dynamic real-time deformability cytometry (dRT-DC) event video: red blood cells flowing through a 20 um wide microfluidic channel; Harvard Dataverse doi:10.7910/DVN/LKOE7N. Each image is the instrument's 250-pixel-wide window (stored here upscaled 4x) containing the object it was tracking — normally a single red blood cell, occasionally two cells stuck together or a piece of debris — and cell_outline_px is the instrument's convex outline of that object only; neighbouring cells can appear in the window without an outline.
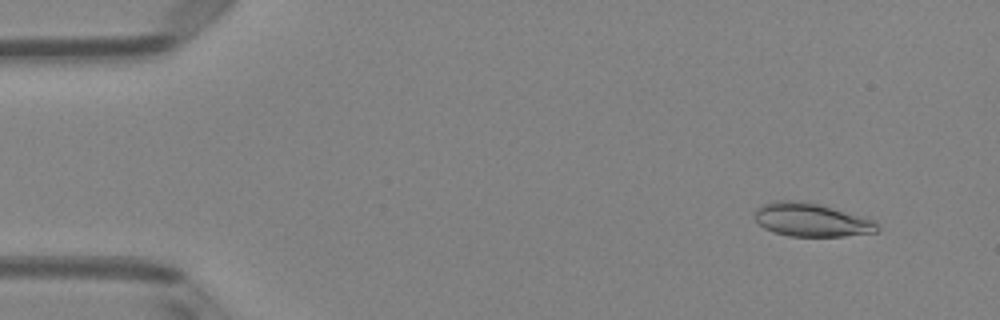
{"species": "Egyptian fruit bat (a non-hibernating species)", "species_latin": "Rousettus aegyptiacus", "temperature_condition": "room temperature", "stored_images_in_passage": 52, "camera_frame_rate_fps": 3000, "um_per_image_px": 0.085, "animal": {"sex": "female"}, "frame": {"image": 1, "passage_image": 5, "time_ms": 1.333, "image_size_px": [1000, 320], "cell_outline_px": [[880, 228], [876, 232], [844, 236], [788, 236], [764, 228], [756, 220], [756, 208], [760, 204], [772, 200], [804, 200], [820, 204], [876, 220]], "centroid_in_image_um": [68.98, 18.66], "position_along_channel_um": 16.0, "area_um2": 24.1}}
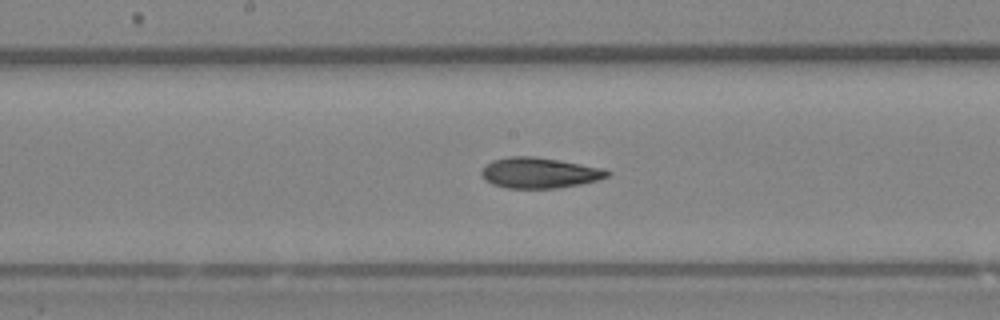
{"frame": {"image": 2, "passage_image": 27, "time_ms": 8.667, "image_size_px": [1000, 320], "cell_outline_px": [[612, 172], [608, 176], [600, 180], [560, 188], [504, 188], [492, 184], [484, 180], [480, 172], [484, 164], [492, 160], [508, 156], [532, 156], [560, 160], [604, 168]], "centroid_in_image_um": [45.83, 14.69], "position_along_channel_um": 202.4, "area_um2": 22.83}}
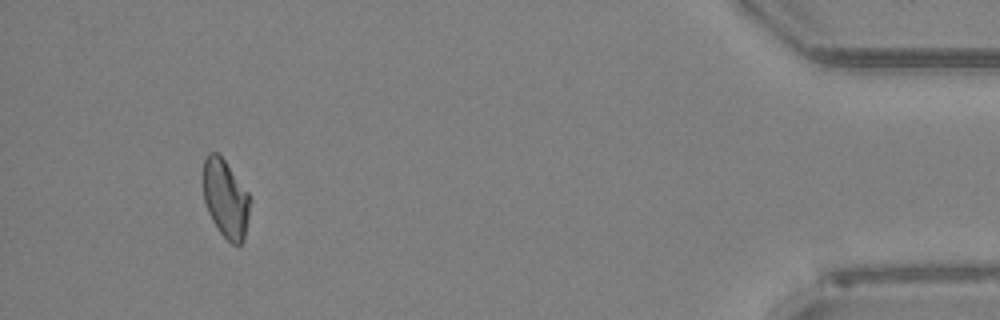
{"frame": {"image": 3, "passage_image": 48, "time_ms": 15.667, "image_size_px": [1000, 320], "cell_outline_px": [[252, 200], [244, 240], [240, 244], [232, 244], [220, 232], [212, 220], [208, 212], [204, 200], [204, 160], [208, 152], [216, 152], [224, 160], [248, 192]], "centroid_in_image_um": [19.2, 16.9], "position_along_channel_um": 416.0, "area_um2": 21.21}, "authors_computed_cell_mechanics": {"area_um2": 22.6865, "velocity_mm_per_s": 4.0085, "shape_relaxation_time_tau1_ms": 6.4271, "shape_relaxation_time_tau2_ms": 2.4907, "deformation_change_tau1": 0.1514, "deformation_change_tau2": 0.0822}}